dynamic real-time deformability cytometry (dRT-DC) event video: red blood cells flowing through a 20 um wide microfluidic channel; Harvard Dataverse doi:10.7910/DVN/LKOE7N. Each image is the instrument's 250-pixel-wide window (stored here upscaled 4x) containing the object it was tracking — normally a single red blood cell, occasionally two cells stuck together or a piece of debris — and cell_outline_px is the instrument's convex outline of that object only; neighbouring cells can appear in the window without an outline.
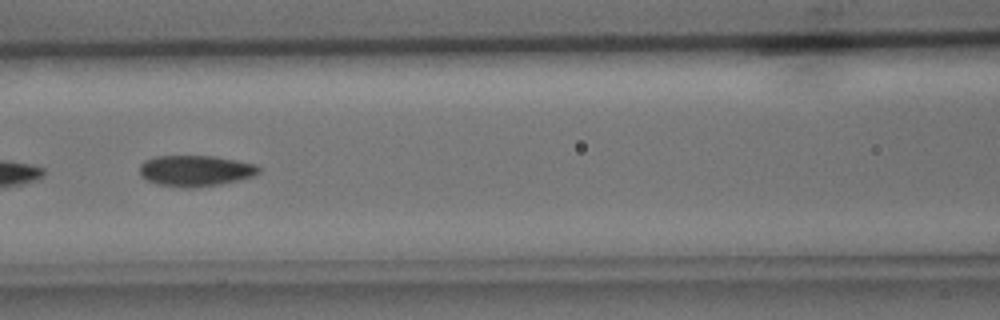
{"species": "common noctule bat (a hibernating species)", "species_latin": "Nyctalus noctula", "temperature_condition": "cold", "stored_images_in_passage": 5, "camera_frame_rate_fps": 3000, "um_per_image_px": 0.085, "animal": {"sex": "male", "body_mass_g": 15.6}, "frame": {"image": 1, "passage_image": 5, "time_ms": 4.667, "image_size_px": [1000, 320], "cell_outline_px": [[260, 172], [252, 176], [220, 184], [192, 188], [180, 188], [156, 184], [140, 176], [140, 164], [144, 160], [156, 156], [216, 156], [256, 164], [260, 168]], "centroid_in_image_um": [16.58, 14.51], "position_along_channel_um": 150.0, "area_um2": 21.62}}